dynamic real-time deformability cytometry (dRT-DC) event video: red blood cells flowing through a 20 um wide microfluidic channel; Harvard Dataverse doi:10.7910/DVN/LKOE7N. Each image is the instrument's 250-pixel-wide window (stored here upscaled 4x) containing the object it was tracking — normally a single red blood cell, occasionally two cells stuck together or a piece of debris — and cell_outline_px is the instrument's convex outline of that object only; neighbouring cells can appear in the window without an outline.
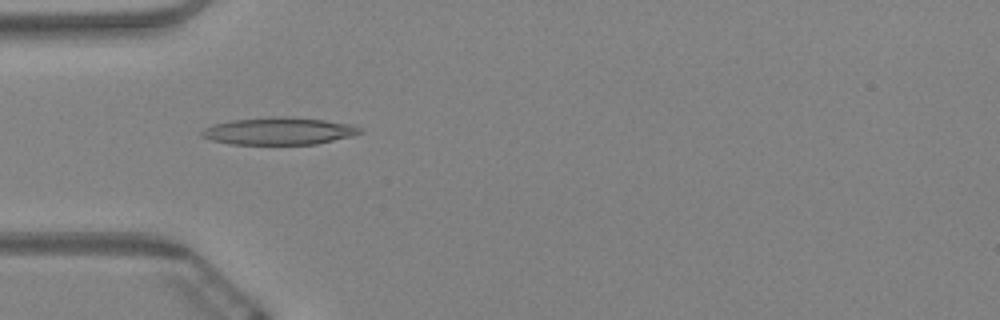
{"species": "Egyptian fruit bat (a non-hibernating species)", "species_latin": "Rousettus aegyptiacus", "temperature_condition": "warm", "stored_images_in_passage": 60, "camera_frame_rate_fps": 3000, "um_per_image_px": 0.085, "animal": {"sex": "female"}, "frame": {"image": 1, "passage_image": 19, "time_ms": 6.0, "image_size_px": [1000, 320], "cell_outline_px": [[364, 132], [352, 136], [316, 144], [232, 144], [212, 140], [200, 136], [200, 132], [204, 128], [212, 124], [232, 120], [272, 116], [284, 116], [324, 120], [352, 124], [360, 128]], "centroid_in_image_um": [23.7, 11.13], "position_along_channel_um": 61.3, "area_um2": 25.26}}
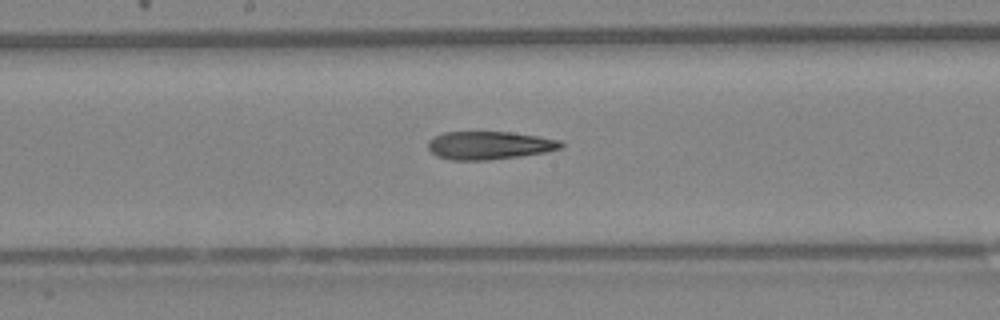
{"frame": {"image": 2, "passage_image": 32, "time_ms": 10.333, "image_size_px": [1000, 320], "cell_outline_px": [[564, 144], [560, 148], [544, 152], [520, 156], [488, 160], [448, 160], [436, 156], [428, 148], [428, 140], [444, 132], [512, 132], [560, 140]], "centroid_in_image_um": [41.56, 12.36], "position_along_channel_um": 206.6, "area_um2": 21.68}}
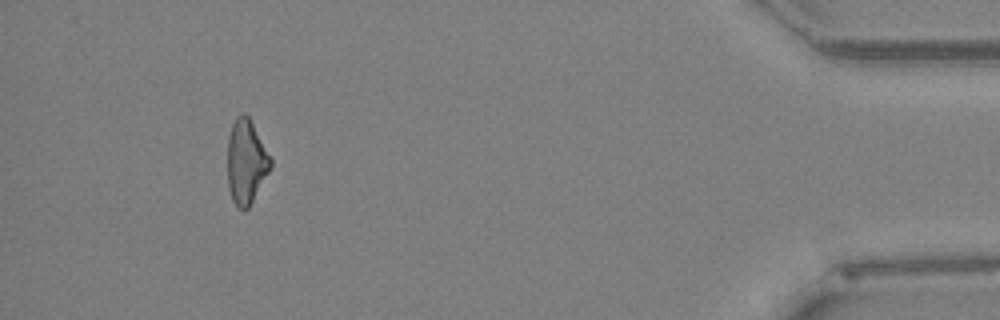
{"frame": {"image": 3, "passage_image": 56, "time_ms": 18.333, "image_size_px": [1000, 320], "cell_outline_px": [[272, 168], [248, 208], [244, 212], [232, 200], [228, 188], [228, 136], [232, 124], [236, 116], [244, 112], [248, 116], [272, 160]], "centroid_in_image_um": [20.92, 13.76], "position_along_channel_um": 414.3, "area_um2": 21.1}, "authors_computed_cell_mechanics": {"area_um2": 22.6287, "velocity_mm_per_s": 3.4048, "shape_relaxation_time_tau1_ms": null, "shape_relaxation_time_tau2_ms": 5.2615, "deformation_change_tau1": null, "deformation_change_tau2": 0.1744}}